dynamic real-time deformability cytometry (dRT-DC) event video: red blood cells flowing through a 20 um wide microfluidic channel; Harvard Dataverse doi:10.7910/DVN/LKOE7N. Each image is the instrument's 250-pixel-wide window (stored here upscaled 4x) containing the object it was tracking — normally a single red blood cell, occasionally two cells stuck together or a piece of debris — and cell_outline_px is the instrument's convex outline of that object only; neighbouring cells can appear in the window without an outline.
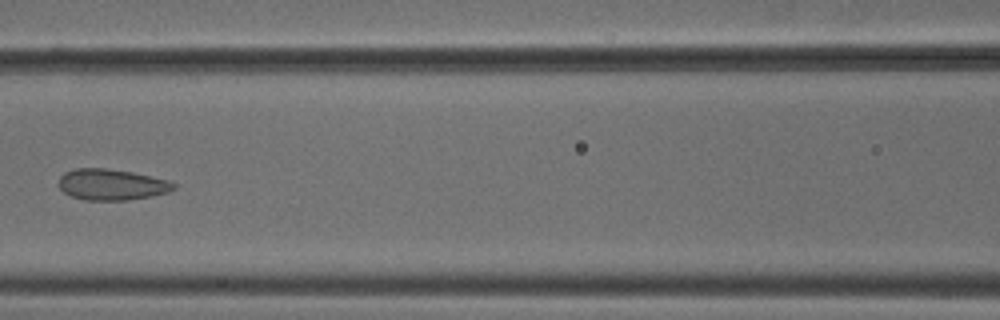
{"species": "common noctule bat (a hibernating species)", "species_latin": "Nyctalus noctula", "temperature_condition": "cold", "stored_images_in_passage": 4, "camera_frame_rate_fps": 3000, "um_per_image_px": 0.085, "animal": {"sex": "male", "body_mass_g": 18.8}, "frame": {"image": 1, "passage_image": 3, "time_ms": 0.667, "image_size_px": [1000, 320], "cell_outline_px": [[176, 188], [168, 192], [152, 196], [128, 200], [84, 200], [72, 196], [64, 192], [56, 184], [60, 176], [64, 172], [72, 168], [108, 168], [132, 172], [168, 180], [176, 184]], "centroid_in_image_um": [9.45, 15.68], "position_along_channel_um": 157.1, "area_um2": 21.04}}
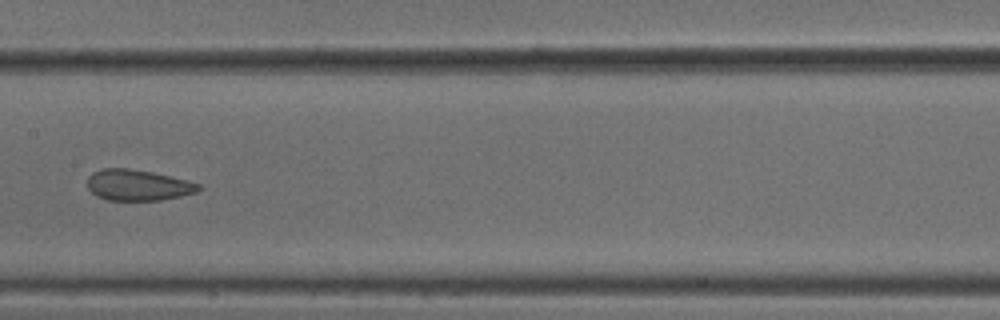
{"frame": {"image": 2, "passage_image": 4, "time_ms": 1.0, "image_size_px": [1000, 320], "cell_outline_px": [[204, 188], [196, 192], [180, 196], [160, 200], [108, 200], [96, 196], [88, 188], [88, 176], [92, 172], [100, 168], [128, 168], [152, 172], [188, 180], [200, 184]], "centroid_in_image_um": [11.72, 15.73], "position_along_channel_um": 195.7, "area_um2": 20.17}}